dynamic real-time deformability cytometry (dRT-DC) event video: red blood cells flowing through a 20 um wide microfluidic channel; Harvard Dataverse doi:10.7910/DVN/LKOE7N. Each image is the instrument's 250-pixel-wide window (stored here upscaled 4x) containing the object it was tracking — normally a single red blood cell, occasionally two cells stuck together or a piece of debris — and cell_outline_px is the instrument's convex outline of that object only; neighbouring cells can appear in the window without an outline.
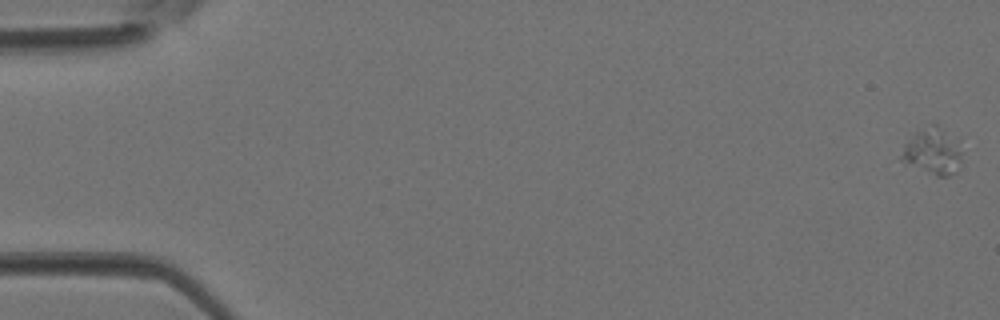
{"species": "Egyptian fruit bat (a non-hibernating species)", "species_latin": "Rousettus aegyptiacus", "temperature_condition": "room temperature", "stored_images_in_passage": 44, "camera_frame_rate_fps": 3000, "um_per_image_px": 0.085, "animal": {"sex": "female"}, "frame": {"image": 1, "passage_image": 1, "time_ms": 0.0, "image_size_px": [1000, 320], "cell_outline_px": [[960, 156], [952, 172], [948, 176], [936, 176], [904, 164], [900, 160], [900, 156], [904, 144], [916, 132], [932, 124], [936, 124], [960, 152]], "centroid_in_image_um": [79.11, 12.92], "position_along_channel_um": 5.9, "area_um2": 15.14}}
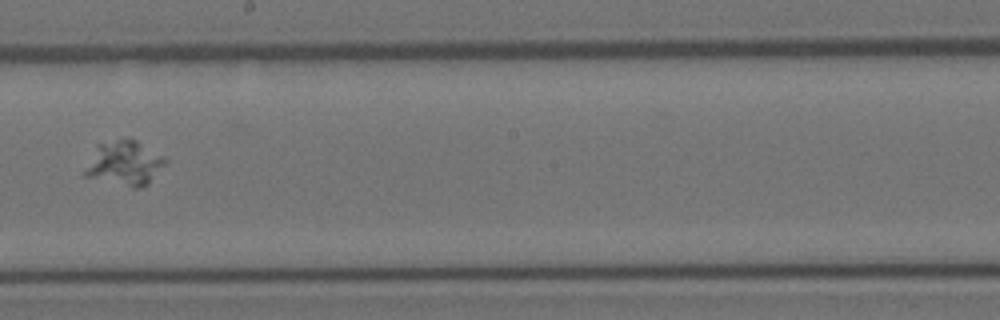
{"frame": {"image": 2, "passage_image": 25, "time_ms": 8.0, "image_size_px": [1000, 320], "cell_outline_px": [[168, 160], [148, 184], [140, 188], [132, 188], [84, 176], [84, 172], [96, 144], [128, 136], [136, 140], [164, 156]], "centroid_in_image_um": [10.58, 13.85], "position_along_channel_um": 237.6, "area_um2": 21.04}}
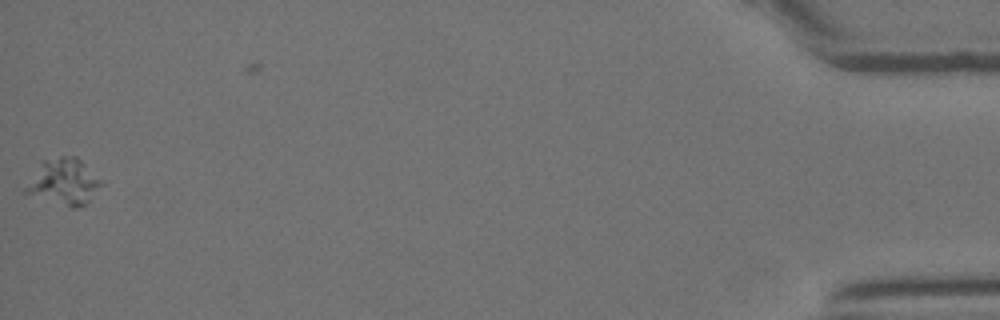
{"frame": {"image": 3, "passage_image": 43, "time_ms": 14.0, "image_size_px": [1000, 320], "cell_outline_px": [[100, 184], [88, 200], [84, 204], [76, 208], [72, 208], [24, 192], [24, 188], [40, 160], [60, 156], [76, 156], [100, 180]], "centroid_in_image_um": [5.35, 15.42], "position_along_channel_um": 429.9, "area_um2": 19.65}}